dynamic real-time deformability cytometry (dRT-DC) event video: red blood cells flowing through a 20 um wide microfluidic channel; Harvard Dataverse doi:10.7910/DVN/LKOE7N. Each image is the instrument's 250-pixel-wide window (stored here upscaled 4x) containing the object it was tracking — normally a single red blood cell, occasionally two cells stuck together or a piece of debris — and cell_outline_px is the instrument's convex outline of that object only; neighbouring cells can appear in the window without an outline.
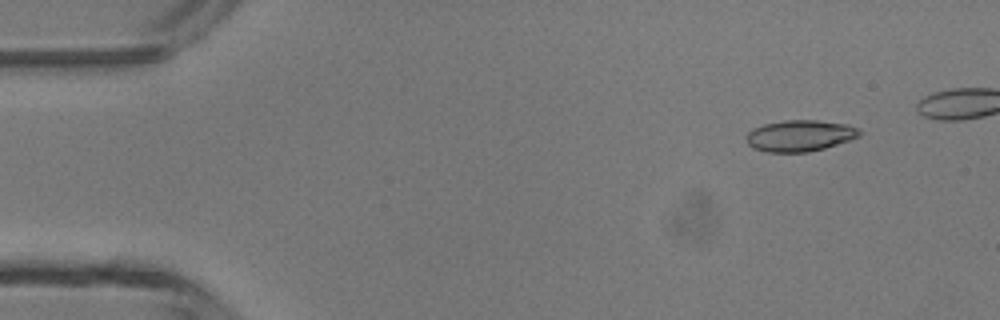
{"species": "common noctule bat (a hibernating species)", "species_latin": "Nyctalus noctula", "temperature_condition": "room temperature", "stored_images_in_passage": 12, "camera_frame_rate_fps": 3000, "um_per_image_px": 0.085, "animal": {"sex": "male", "body_mass_g": 13.3}, "frame": {"image": 1, "passage_image": 3, "time_ms": 0.667, "image_size_px": [1000, 320], "cell_outline_px": [[860, 136], [824, 148], [808, 152], [768, 152], [752, 148], [748, 144], [748, 132], [752, 128], [764, 124], [784, 120], [816, 120], [848, 124], [856, 128], [860, 132]], "centroid_in_image_um": [67.97, 11.53], "position_along_channel_um": 17.0, "area_um2": 20.46}}